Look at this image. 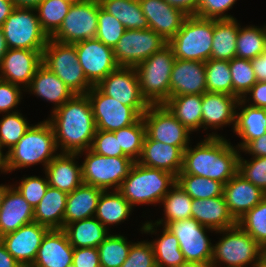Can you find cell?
Segmentation results:
<instances>
[{"mask_svg":"<svg viewBox=\"0 0 266 267\" xmlns=\"http://www.w3.org/2000/svg\"><path fill=\"white\" fill-rule=\"evenodd\" d=\"M51 113L47 120L53 127L60 153H79L91 148L97 128L87 94H74Z\"/></svg>","mask_w":266,"mask_h":267,"instance_id":"obj_1","label":"cell"},{"mask_svg":"<svg viewBox=\"0 0 266 267\" xmlns=\"http://www.w3.org/2000/svg\"><path fill=\"white\" fill-rule=\"evenodd\" d=\"M214 132L184 151L182 171L178 175L210 178L224 185L238 172L240 149Z\"/></svg>","mask_w":266,"mask_h":267,"instance_id":"obj_2","label":"cell"},{"mask_svg":"<svg viewBox=\"0 0 266 267\" xmlns=\"http://www.w3.org/2000/svg\"><path fill=\"white\" fill-rule=\"evenodd\" d=\"M56 151L55 133L50 122L46 119L31 125L17 144L6 151L9 173L38 163L45 169L58 155Z\"/></svg>","mask_w":266,"mask_h":267,"instance_id":"obj_3","label":"cell"},{"mask_svg":"<svg viewBox=\"0 0 266 267\" xmlns=\"http://www.w3.org/2000/svg\"><path fill=\"white\" fill-rule=\"evenodd\" d=\"M176 183V177L164 170L149 168L135 162L118 191L132 207L157 204Z\"/></svg>","mask_w":266,"mask_h":267,"instance_id":"obj_4","label":"cell"},{"mask_svg":"<svg viewBox=\"0 0 266 267\" xmlns=\"http://www.w3.org/2000/svg\"><path fill=\"white\" fill-rule=\"evenodd\" d=\"M215 233L223 235L213 245V267H220L222 263L224 267H253L266 255V250L238 225Z\"/></svg>","mask_w":266,"mask_h":267,"instance_id":"obj_5","label":"cell"},{"mask_svg":"<svg viewBox=\"0 0 266 267\" xmlns=\"http://www.w3.org/2000/svg\"><path fill=\"white\" fill-rule=\"evenodd\" d=\"M175 59L167 44L135 67L141 93L150 105L164 104L170 98V75Z\"/></svg>","mask_w":266,"mask_h":267,"instance_id":"obj_6","label":"cell"},{"mask_svg":"<svg viewBox=\"0 0 266 267\" xmlns=\"http://www.w3.org/2000/svg\"><path fill=\"white\" fill-rule=\"evenodd\" d=\"M214 19L187 16L180 30L168 41L176 59L206 62L210 59Z\"/></svg>","mask_w":266,"mask_h":267,"instance_id":"obj_7","label":"cell"},{"mask_svg":"<svg viewBox=\"0 0 266 267\" xmlns=\"http://www.w3.org/2000/svg\"><path fill=\"white\" fill-rule=\"evenodd\" d=\"M42 64L54 72L75 94H86L93 85L79 63L74 44L49 39L42 52Z\"/></svg>","mask_w":266,"mask_h":267,"instance_id":"obj_8","label":"cell"},{"mask_svg":"<svg viewBox=\"0 0 266 267\" xmlns=\"http://www.w3.org/2000/svg\"><path fill=\"white\" fill-rule=\"evenodd\" d=\"M1 29L8 49L44 50L50 39L34 8L16 7Z\"/></svg>","mask_w":266,"mask_h":267,"instance_id":"obj_9","label":"cell"},{"mask_svg":"<svg viewBox=\"0 0 266 267\" xmlns=\"http://www.w3.org/2000/svg\"><path fill=\"white\" fill-rule=\"evenodd\" d=\"M83 152L86 155L81 164L83 183L103 191L118 190L135 163L129 157L102 156L91 149L81 151L78 155L82 157Z\"/></svg>","mask_w":266,"mask_h":267,"instance_id":"obj_10","label":"cell"},{"mask_svg":"<svg viewBox=\"0 0 266 267\" xmlns=\"http://www.w3.org/2000/svg\"><path fill=\"white\" fill-rule=\"evenodd\" d=\"M100 6L99 0H82L72 4L62 25L50 38L68 44L96 38Z\"/></svg>","mask_w":266,"mask_h":267,"instance_id":"obj_11","label":"cell"},{"mask_svg":"<svg viewBox=\"0 0 266 267\" xmlns=\"http://www.w3.org/2000/svg\"><path fill=\"white\" fill-rule=\"evenodd\" d=\"M168 42L152 29L126 30L113 48L114 57L121 67H136Z\"/></svg>","mask_w":266,"mask_h":267,"instance_id":"obj_12","label":"cell"},{"mask_svg":"<svg viewBox=\"0 0 266 267\" xmlns=\"http://www.w3.org/2000/svg\"><path fill=\"white\" fill-rule=\"evenodd\" d=\"M146 135L154 140L178 148L190 145L189 130L182 125L164 104L150 105L142 115Z\"/></svg>","mask_w":266,"mask_h":267,"instance_id":"obj_13","label":"cell"},{"mask_svg":"<svg viewBox=\"0 0 266 267\" xmlns=\"http://www.w3.org/2000/svg\"><path fill=\"white\" fill-rule=\"evenodd\" d=\"M97 130L116 131L134 124L141 116L131 107L104 94L97 86L87 93Z\"/></svg>","mask_w":266,"mask_h":267,"instance_id":"obj_14","label":"cell"},{"mask_svg":"<svg viewBox=\"0 0 266 267\" xmlns=\"http://www.w3.org/2000/svg\"><path fill=\"white\" fill-rule=\"evenodd\" d=\"M166 228L178 239L186 261L211 264L213 244L206 232L214 229L201 225L193 218L171 222Z\"/></svg>","mask_w":266,"mask_h":267,"instance_id":"obj_15","label":"cell"},{"mask_svg":"<svg viewBox=\"0 0 266 267\" xmlns=\"http://www.w3.org/2000/svg\"><path fill=\"white\" fill-rule=\"evenodd\" d=\"M96 86L107 96L115 98L126 106H131L140 116L150 106L141 93L134 67L119 66Z\"/></svg>","mask_w":266,"mask_h":267,"instance_id":"obj_16","label":"cell"},{"mask_svg":"<svg viewBox=\"0 0 266 267\" xmlns=\"http://www.w3.org/2000/svg\"><path fill=\"white\" fill-rule=\"evenodd\" d=\"M74 45L83 72L93 86L98 85L119 67L113 49L96 38L80 41Z\"/></svg>","mask_w":266,"mask_h":267,"instance_id":"obj_17","label":"cell"},{"mask_svg":"<svg viewBox=\"0 0 266 267\" xmlns=\"http://www.w3.org/2000/svg\"><path fill=\"white\" fill-rule=\"evenodd\" d=\"M49 230L37 222H31L3 235L0 240L20 265L31 267L42 240Z\"/></svg>","mask_w":266,"mask_h":267,"instance_id":"obj_18","label":"cell"},{"mask_svg":"<svg viewBox=\"0 0 266 267\" xmlns=\"http://www.w3.org/2000/svg\"><path fill=\"white\" fill-rule=\"evenodd\" d=\"M43 50L8 49L0 65V79L26 89L42 64Z\"/></svg>","mask_w":266,"mask_h":267,"instance_id":"obj_19","label":"cell"},{"mask_svg":"<svg viewBox=\"0 0 266 267\" xmlns=\"http://www.w3.org/2000/svg\"><path fill=\"white\" fill-rule=\"evenodd\" d=\"M149 28L167 42L175 36L187 18L182 10L170 6L165 0H139Z\"/></svg>","mask_w":266,"mask_h":267,"instance_id":"obj_20","label":"cell"},{"mask_svg":"<svg viewBox=\"0 0 266 267\" xmlns=\"http://www.w3.org/2000/svg\"><path fill=\"white\" fill-rule=\"evenodd\" d=\"M206 90L205 63L175 59L170 75V97L204 94Z\"/></svg>","mask_w":266,"mask_h":267,"instance_id":"obj_21","label":"cell"},{"mask_svg":"<svg viewBox=\"0 0 266 267\" xmlns=\"http://www.w3.org/2000/svg\"><path fill=\"white\" fill-rule=\"evenodd\" d=\"M223 195L230 214L238 221L246 212L260 203L266 193L237 172L224 185Z\"/></svg>","mask_w":266,"mask_h":267,"instance_id":"obj_22","label":"cell"},{"mask_svg":"<svg viewBox=\"0 0 266 267\" xmlns=\"http://www.w3.org/2000/svg\"><path fill=\"white\" fill-rule=\"evenodd\" d=\"M238 101L237 96L223 93L202 94V128L216 130L233 124L234 129Z\"/></svg>","mask_w":266,"mask_h":267,"instance_id":"obj_23","label":"cell"},{"mask_svg":"<svg viewBox=\"0 0 266 267\" xmlns=\"http://www.w3.org/2000/svg\"><path fill=\"white\" fill-rule=\"evenodd\" d=\"M186 149L154 141L146 135L142 154L137 162L149 168L164 170L177 177L182 171Z\"/></svg>","mask_w":266,"mask_h":267,"instance_id":"obj_24","label":"cell"},{"mask_svg":"<svg viewBox=\"0 0 266 267\" xmlns=\"http://www.w3.org/2000/svg\"><path fill=\"white\" fill-rule=\"evenodd\" d=\"M73 250L63 229H50L45 234L31 267H67L72 263Z\"/></svg>","mask_w":266,"mask_h":267,"instance_id":"obj_25","label":"cell"},{"mask_svg":"<svg viewBox=\"0 0 266 267\" xmlns=\"http://www.w3.org/2000/svg\"><path fill=\"white\" fill-rule=\"evenodd\" d=\"M78 156V153H58L46 166L44 171L50 187L69 194L83 184L82 167L75 161Z\"/></svg>","mask_w":266,"mask_h":267,"instance_id":"obj_26","label":"cell"},{"mask_svg":"<svg viewBox=\"0 0 266 267\" xmlns=\"http://www.w3.org/2000/svg\"><path fill=\"white\" fill-rule=\"evenodd\" d=\"M191 218L215 231L237 225V221L228 210L224 195L207 199H192Z\"/></svg>","mask_w":266,"mask_h":267,"instance_id":"obj_27","label":"cell"},{"mask_svg":"<svg viewBox=\"0 0 266 267\" xmlns=\"http://www.w3.org/2000/svg\"><path fill=\"white\" fill-rule=\"evenodd\" d=\"M31 222H34V207L12 185L0 208V237Z\"/></svg>","mask_w":266,"mask_h":267,"instance_id":"obj_28","label":"cell"},{"mask_svg":"<svg viewBox=\"0 0 266 267\" xmlns=\"http://www.w3.org/2000/svg\"><path fill=\"white\" fill-rule=\"evenodd\" d=\"M160 203L164 207L163 219L156 220L155 223L153 221H145L140 230L143 233L157 234V227H160V225L166 227L171 222L191 218L192 198L177 183L171 187Z\"/></svg>","mask_w":266,"mask_h":267,"instance_id":"obj_29","label":"cell"},{"mask_svg":"<svg viewBox=\"0 0 266 267\" xmlns=\"http://www.w3.org/2000/svg\"><path fill=\"white\" fill-rule=\"evenodd\" d=\"M26 90L31 92L30 94L53 103L52 111L62 106L75 94L54 72L50 71L43 64L37 68Z\"/></svg>","mask_w":266,"mask_h":267,"instance_id":"obj_30","label":"cell"},{"mask_svg":"<svg viewBox=\"0 0 266 267\" xmlns=\"http://www.w3.org/2000/svg\"><path fill=\"white\" fill-rule=\"evenodd\" d=\"M243 99H239L235 117L234 133L241 141L236 147L242 149L248 142L260 138L266 134V108H258L250 105Z\"/></svg>","mask_w":266,"mask_h":267,"instance_id":"obj_31","label":"cell"},{"mask_svg":"<svg viewBox=\"0 0 266 267\" xmlns=\"http://www.w3.org/2000/svg\"><path fill=\"white\" fill-rule=\"evenodd\" d=\"M102 189L82 184L67 195L63 228L74 221L95 216Z\"/></svg>","mask_w":266,"mask_h":267,"instance_id":"obj_32","label":"cell"},{"mask_svg":"<svg viewBox=\"0 0 266 267\" xmlns=\"http://www.w3.org/2000/svg\"><path fill=\"white\" fill-rule=\"evenodd\" d=\"M67 193L48 186L39 204L34 207V222L48 229H63Z\"/></svg>","mask_w":266,"mask_h":267,"instance_id":"obj_33","label":"cell"},{"mask_svg":"<svg viewBox=\"0 0 266 267\" xmlns=\"http://www.w3.org/2000/svg\"><path fill=\"white\" fill-rule=\"evenodd\" d=\"M63 230L73 248H97L109 235L108 228L95 217L71 222Z\"/></svg>","mask_w":266,"mask_h":267,"instance_id":"obj_34","label":"cell"},{"mask_svg":"<svg viewBox=\"0 0 266 267\" xmlns=\"http://www.w3.org/2000/svg\"><path fill=\"white\" fill-rule=\"evenodd\" d=\"M164 105L189 132L202 128V95L172 96Z\"/></svg>","mask_w":266,"mask_h":267,"instance_id":"obj_35","label":"cell"},{"mask_svg":"<svg viewBox=\"0 0 266 267\" xmlns=\"http://www.w3.org/2000/svg\"><path fill=\"white\" fill-rule=\"evenodd\" d=\"M239 23L236 18L214 19L211 59L230 61L236 56Z\"/></svg>","mask_w":266,"mask_h":267,"instance_id":"obj_36","label":"cell"},{"mask_svg":"<svg viewBox=\"0 0 266 267\" xmlns=\"http://www.w3.org/2000/svg\"><path fill=\"white\" fill-rule=\"evenodd\" d=\"M132 210L133 207L118 190L102 191L94 217L109 230L110 225L127 220Z\"/></svg>","mask_w":266,"mask_h":267,"instance_id":"obj_37","label":"cell"},{"mask_svg":"<svg viewBox=\"0 0 266 267\" xmlns=\"http://www.w3.org/2000/svg\"><path fill=\"white\" fill-rule=\"evenodd\" d=\"M101 7L116 17L126 28L149 29L139 0H99Z\"/></svg>","mask_w":266,"mask_h":267,"instance_id":"obj_38","label":"cell"},{"mask_svg":"<svg viewBox=\"0 0 266 267\" xmlns=\"http://www.w3.org/2000/svg\"><path fill=\"white\" fill-rule=\"evenodd\" d=\"M162 235L151 241L156 267H178L186 262L175 235L163 226Z\"/></svg>","mask_w":266,"mask_h":267,"instance_id":"obj_39","label":"cell"},{"mask_svg":"<svg viewBox=\"0 0 266 267\" xmlns=\"http://www.w3.org/2000/svg\"><path fill=\"white\" fill-rule=\"evenodd\" d=\"M266 50V26L241 27L236 40V56L243 59H254Z\"/></svg>","mask_w":266,"mask_h":267,"instance_id":"obj_40","label":"cell"},{"mask_svg":"<svg viewBox=\"0 0 266 267\" xmlns=\"http://www.w3.org/2000/svg\"><path fill=\"white\" fill-rule=\"evenodd\" d=\"M133 243L123 235L109 234L97 247L101 267H121Z\"/></svg>","mask_w":266,"mask_h":267,"instance_id":"obj_41","label":"cell"},{"mask_svg":"<svg viewBox=\"0 0 266 267\" xmlns=\"http://www.w3.org/2000/svg\"><path fill=\"white\" fill-rule=\"evenodd\" d=\"M118 138L119 148L133 161L137 162L142 154L146 128L142 116L132 125L113 131Z\"/></svg>","mask_w":266,"mask_h":267,"instance_id":"obj_42","label":"cell"},{"mask_svg":"<svg viewBox=\"0 0 266 267\" xmlns=\"http://www.w3.org/2000/svg\"><path fill=\"white\" fill-rule=\"evenodd\" d=\"M71 5L64 0H42L35 8L41 27L49 37L62 25Z\"/></svg>","mask_w":266,"mask_h":267,"instance_id":"obj_43","label":"cell"},{"mask_svg":"<svg viewBox=\"0 0 266 267\" xmlns=\"http://www.w3.org/2000/svg\"><path fill=\"white\" fill-rule=\"evenodd\" d=\"M176 183L192 198L207 199L223 195L224 184L196 175H177Z\"/></svg>","mask_w":266,"mask_h":267,"instance_id":"obj_44","label":"cell"},{"mask_svg":"<svg viewBox=\"0 0 266 267\" xmlns=\"http://www.w3.org/2000/svg\"><path fill=\"white\" fill-rule=\"evenodd\" d=\"M207 92L233 96V83L229 61L209 59L205 62Z\"/></svg>","mask_w":266,"mask_h":267,"instance_id":"obj_45","label":"cell"},{"mask_svg":"<svg viewBox=\"0 0 266 267\" xmlns=\"http://www.w3.org/2000/svg\"><path fill=\"white\" fill-rule=\"evenodd\" d=\"M237 225L266 250V196L239 218Z\"/></svg>","mask_w":266,"mask_h":267,"instance_id":"obj_46","label":"cell"},{"mask_svg":"<svg viewBox=\"0 0 266 267\" xmlns=\"http://www.w3.org/2000/svg\"><path fill=\"white\" fill-rule=\"evenodd\" d=\"M31 127L19 111L7 113L0 119V146L12 149Z\"/></svg>","mask_w":266,"mask_h":267,"instance_id":"obj_47","label":"cell"},{"mask_svg":"<svg viewBox=\"0 0 266 267\" xmlns=\"http://www.w3.org/2000/svg\"><path fill=\"white\" fill-rule=\"evenodd\" d=\"M233 83V96L242 99L257 82L251 60L234 57L229 61Z\"/></svg>","mask_w":266,"mask_h":267,"instance_id":"obj_48","label":"cell"},{"mask_svg":"<svg viewBox=\"0 0 266 267\" xmlns=\"http://www.w3.org/2000/svg\"><path fill=\"white\" fill-rule=\"evenodd\" d=\"M97 22L96 39L113 49L125 33L126 28L101 6L99 7Z\"/></svg>","mask_w":266,"mask_h":267,"instance_id":"obj_49","label":"cell"},{"mask_svg":"<svg viewBox=\"0 0 266 267\" xmlns=\"http://www.w3.org/2000/svg\"><path fill=\"white\" fill-rule=\"evenodd\" d=\"M238 173L266 193V157H252L249 161L240 154Z\"/></svg>","mask_w":266,"mask_h":267,"instance_id":"obj_50","label":"cell"},{"mask_svg":"<svg viewBox=\"0 0 266 267\" xmlns=\"http://www.w3.org/2000/svg\"><path fill=\"white\" fill-rule=\"evenodd\" d=\"M17 186L14 188L32 207H36L45 195L49 184L46 175L45 178L28 176L21 178V182H19V185Z\"/></svg>","mask_w":266,"mask_h":267,"instance_id":"obj_51","label":"cell"},{"mask_svg":"<svg viewBox=\"0 0 266 267\" xmlns=\"http://www.w3.org/2000/svg\"><path fill=\"white\" fill-rule=\"evenodd\" d=\"M121 267H156L152 243L145 240L133 243Z\"/></svg>","mask_w":266,"mask_h":267,"instance_id":"obj_52","label":"cell"},{"mask_svg":"<svg viewBox=\"0 0 266 267\" xmlns=\"http://www.w3.org/2000/svg\"><path fill=\"white\" fill-rule=\"evenodd\" d=\"M90 149L102 156L127 157L119 148L118 138L111 131L96 130Z\"/></svg>","mask_w":266,"mask_h":267,"instance_id":"obj_53","label":"cell"},{"mask_svg":"<svg viewBox=\"0 0 266 267\" xmlns=\"http://www.w3.org/2000/svg\"><path fill=\"white\" fill-rule=\"evenodd\" d=\"M237 0H199L195 16L209 19H232L225 12L232 9Z\"/></svg>","mask_w":266,"mask_h":267,"instance_id":"obj_54","label":"cell"},{"mask_svg":"<svg viewBox=\"0 0 266 267\" xmlns=\"http://www.w3.org/2000/svg\"><path fill=\"white\" fill-rule=\"evenodd\" d=\"M21 88L23 87L0 79V113L7 114L19 111L15 108L20 104L22 91L25 92ZM13 109L15 110L13 111Z\"/></svg>","mask_w":266,"mask_h":267,"instance_id":"obj_55","label":"cell"},{"mask_svg":"<svg viewBox=\"0 0 266 267\" xmlns=\"http://www.w3.org/2000/svg\"><path fill=\"white\" fill-rule=\"evenodd\" d=\"M72 264L75 267H101L98 248H74Z\"/></svg>","mask_w":266,"mask_h":267,"instance_id":"obj_56","label":"cell"},{"mask_svg":"<svg viewBox=\"0 0 266 267\" xmlns=\"http://www.w3.org/2000/svg\"><path fill=\"white\" fill-rule=\"evenodd\" d=\"M248 94L250 96L247 100ZM242 99L246 103L248 102L250 106L266 108V81H257ZM249 101L251 102L250 104Z\"/></svg>","mask_w":266,"mask_h":267,"instance_id":"obj_57","label":"cell"},{"mask_svg":"<svg viewBox=\"0 0 266 267\" xmlns=\"http://www.w3.org/2000/svg\"><path fill=\"white\" fill-rule=\"evenodd\" d=\"M241 151L252 157H266V134L248 142Z\"/></svg>","mask_w":266,"mask_h":267,"instance_id":"obj_58","label":"cell"},{"mask_svg":"<svg viewBox=\"0 0 266 267\" xmlns=\"http://www.w3.org/2000/svg\"><path fill=\"white\" fill-rule=\"evenodd\" d=\"M170 6L182 10L188 16L195 15L199 0H165Z\"/></svg>","mask_w":266,"mask_h":267,"instance_id":"obj_59","label":"cell"},{"mask_svg":"<svg viewBox=\"0 0 266 267\" xmlns=\"http://www.w3.org/2000/svg\"><path fill=\"white\" fill-rule=\"evenodd\" d=\"M252 68L257 81H266V50L254 59H251Z\"/></svg>","mask_w":266,"mask_h":267,"instance_id":"obj_60","label":"cell"},{"mask_svg":"<svg viewBox=\"0 0 266 267\" xmlns=\"http://www.w3.org/2000/svg\"><path fill=\"white\" fill-rule=\"evenodd\" d=\"M0 267H23L6 250V247L1 240H0Z\"/></svg>","mask_w":266,"mask_h":267,"instance_id":"obj_61","label":"cell"},{"mask_svg":"<svg viewBox=\"0 0 266 267\" xmlns=\"http://www.w3.org/2000/svg\"><path fill=\"white\" fill-rule=\"evenodd\" d=\"M15 8L12 0H0V28Z\"/></svg>","mask_w":266,"mask_h":267,"instance_id":"obj_62","label":"cell"},{"mask_svg":"<svg viewBox=\"0 0 266 267\" xmlns=\"http://www.w3.org/2000/svg\"><path fill=\"white\" fill-rule=\"evenodd\" d=\"M42 0H12L16 7L19 8H36Z\"/></svg>","mask_w":266,"mask_h":267,"instance_id":"obj_63","label":"cell"},{"mask_svg":"<svg viewBox=\"0 0 266 267\" xmlns=\"http://www.w3.org/2000/svg\"><path fill=\"white\" fill-rule=\"evenodd\" d=\"M7 50H8V47L6 44V40L3 35L2 29L0 28V65L2 63L3 57L6 54Z\"/></svg>","mask_w":266,"mask_h":267,"instance_id":"obj_64","label":"cell"},{"mask_svg":"<svg viewBox=\"0 0 266 267\" xmlns=\"http://www.w3.org/2000/svg\"><path fill=\"white\" fill-rule=\"evenodd\" d=\"M5 154V155H4ZM3 154V148L0 146V171L1 173H8L7 167V153Z\"/></svg>","mask_w":266,"mask_h":267,"instance_id":"obj_65","label":"cell"},{"mask_svg":"<svg viewBox=\"0 0 266 267\" xmlns=\"http://www.w3.org/2000/svg\"><path fill=\"white\" fill-rule=\"evenodd\" d=\"M178 267H213V266L207 263L186 261L185 263H183L182 265Z\"/></svg>","mask_w":266,"mask_h":267,"instance_id":"obj_66","label":"cell"},{"mask_svg":"<svg viewBox=\"0 0 266 267\" xmlns=\"http://www.w3.org/2000/svg\"><path fill=\"white\" fill-rule=\"evenodd\" d=\"M11 186L12 185L9 186V184L8 185L0 184V208L3 203L4 196Z\"/></svg>","mask_w":266,"mask_h":267,"instance_id":"obj_67","label":"cell"},{"mask_svg":"<svg viewBox=\"0 0 266 267\" xmlns=\"http://www.w3.org/2000/svg\"><path fill=\"white\" fill-rule=\"evenodd\" d=\"M253 267H266V255L258 261Z\"/></svg>","mask_w":266,"mask_h":267,"instance_id":"obj_68","label":"cell"},{"mask_svg":"<svg viewBox=\"0 0 266 267\" xmlns=\"http://www.w3.org/2000/svg\"><path fill=\"white\" fill-rule=\"evenodd\" d=\"M64 1H67V2H69L71 4H75V3H78V2H80L82 0H64Z\"/></svg>","mask_w":266,"mask_h":267,"instance_id":"obj_69","label":"cell"},{"mask_svg":"<svg viewBox=\"0 0 266 267\" xmlns=\"http://www.w3.org/2000/svg\"><path fill=\"white\" fill-rule=\"evenodd\" d=\"M67 267H75V266L71 263Z\"/></svg>","mask_w":266,"mask_h":267,"instance_id":"obj_70","label":"cell"}]
</instances>
